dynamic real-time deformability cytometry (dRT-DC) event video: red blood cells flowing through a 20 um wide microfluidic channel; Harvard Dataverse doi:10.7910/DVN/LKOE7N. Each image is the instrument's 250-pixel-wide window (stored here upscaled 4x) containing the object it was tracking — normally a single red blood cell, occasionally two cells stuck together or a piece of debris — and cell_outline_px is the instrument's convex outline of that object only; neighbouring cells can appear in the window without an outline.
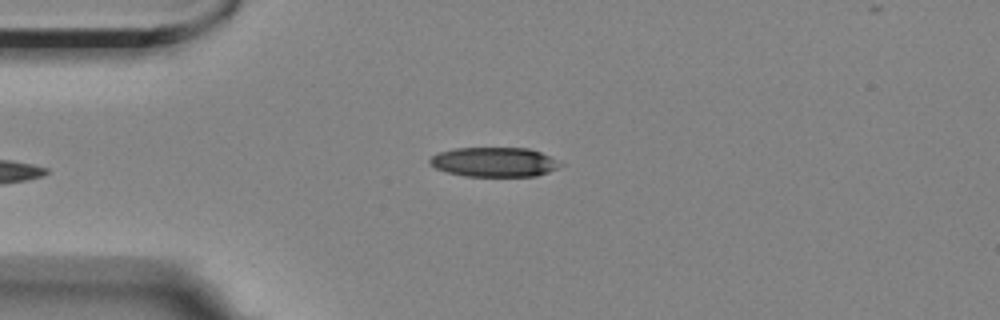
{"species": "Egyptian fruit bat (a non-hibernating species)", "species_latin": "Rousettus aegyptiacus", "temperature_condition": "room temperature", "stored_images_in_passage": 4, "camera_frame_rate_fps": 3000, "um_per_image_px": 0.085, "animal": {"sex": "female"}, "frame": {"image": 1, "passage_image": 4, "time_ms": 3.667, "image_size_px": [1000, 320], "cell_outline_px": [[564, 164], [560, 168], [536, 176], [464, 176], [448, 172], [436, 168], [428, 164], [428, 160], [432, 156], [440, 152], [456, 148], [528, 148], [540, 152]], "centroid_in_image_um": [42.01, 13.78], "position_along_channel_um": 43.0, "area_um2": 22.43}}